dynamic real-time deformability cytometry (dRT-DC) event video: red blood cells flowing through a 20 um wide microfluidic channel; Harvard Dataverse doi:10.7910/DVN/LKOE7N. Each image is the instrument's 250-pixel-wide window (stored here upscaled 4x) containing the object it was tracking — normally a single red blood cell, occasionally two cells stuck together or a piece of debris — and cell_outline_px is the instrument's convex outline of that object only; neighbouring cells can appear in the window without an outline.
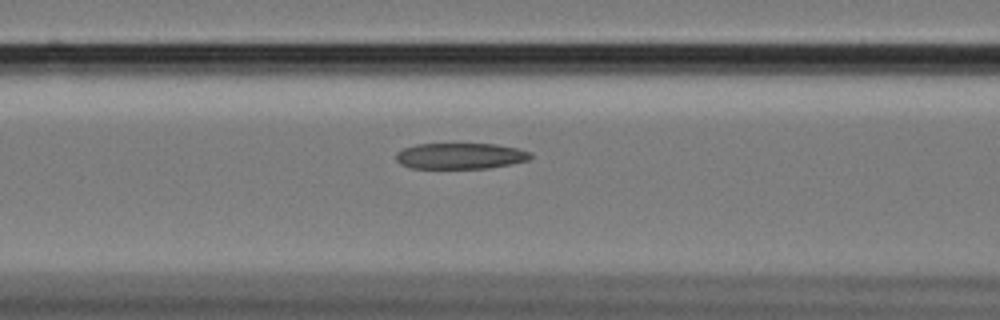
{"species": "Egyptian fruit bat (a non-hibernating species)", "species_latin": "Rousettus aegyptiacus", "temperature_condition": "cold", "stored_images_in_passage": 47, "camera_frame_rate_fps": 3000, "um_per_image_px": 0.085, "animal": {"sex": "female"}, "frame": {"image": 1, "passage_image": 19, "time_ms": 6.0, "image_size_px": [1000, 320], "cell_outline_px": [[532, 156], [528, 160], [512, 164], [488, 168], [412, 168], [400, 164], [396, 160], [396, 152], [404, 148], [416, 144], [496, 144], [516, 148], [532, 152]], "centroid_in_image_um": [39.13, 13.26], "position_along_channel_um": 127.5, "area_um2": 20.4}}
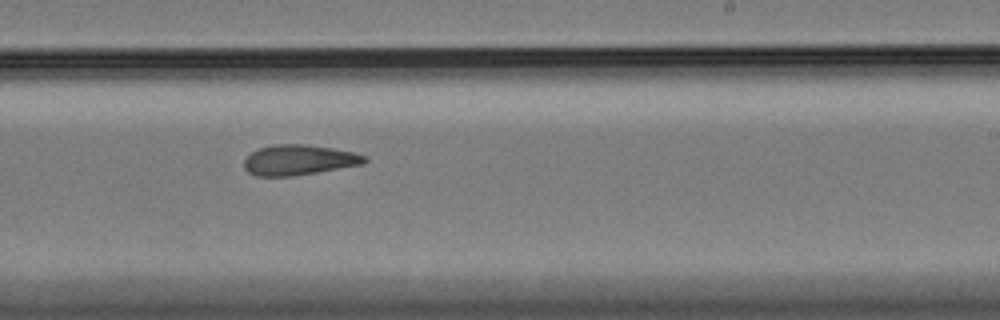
{"frame": {"image": 2, "passage_image": 31, "time_ms": 10.0, "image_size_px": [1000, 320], "cell_outline_px": [[368, 160], [364, 164], [292, 176], [256, 176], [248, 172], [244, 168], [244, 160], [252, 152], [260, 148], [276, 144], [304, 144], [332, 148], [352, 152], [368, 156]], "centroid_in_image_um": [25.41, 13.6], "position_along_channel_um": 263.6, "area_um2": 21.15}}
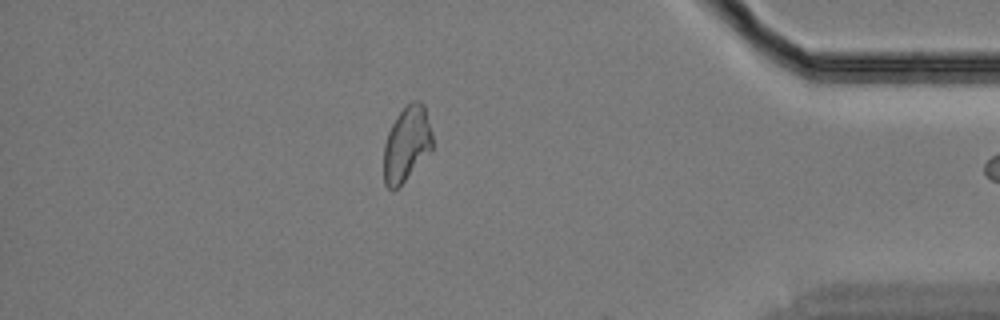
{"frame": {"image": 3, "passage_image": 46, "time_ms": 15.0, "image_size_px": [1000, 320], "cell_outline_px": [[432, 148], [404, 180], [392, 192], [384, 184], [384, 144], [388, 132], [396, 116], [412, 100], [420, 100], [424, 104], [432, 132]], "centroid_in_image_um": [34.55, 12.2], "position_along_channel_um": 400.7, "area_um2": 20.98}}